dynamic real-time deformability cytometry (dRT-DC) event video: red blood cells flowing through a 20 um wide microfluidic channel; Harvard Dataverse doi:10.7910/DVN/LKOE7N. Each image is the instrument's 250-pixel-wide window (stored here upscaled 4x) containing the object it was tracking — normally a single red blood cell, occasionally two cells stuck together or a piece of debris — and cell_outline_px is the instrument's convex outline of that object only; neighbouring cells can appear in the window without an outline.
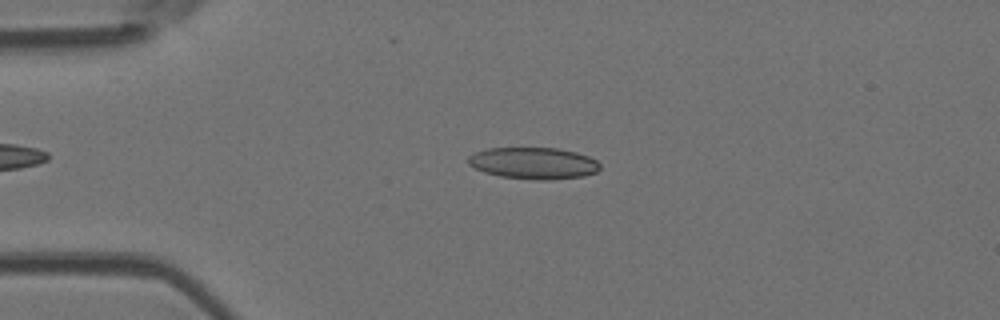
{"species": "Egyptian fruit bat (a non-hibernating species)", "species_latin": "Rousettus aegyptiacus", "temperature_condition": "room temperature", "stored_images_in_passage": 46, "camera_frame_rate_fps": 3000, "um_per_image_px": 0.085, "animal": {"sex": "female"}, "frame": {"image": 1, "passage_image": 11, "time_ms": 3.333, "image_size_px": [1000, 320], "cell_outline_px": [[600, 168], [596, 172], [584, 176], [548, 180], [532, 180], [500, 176], [484, 172], [468, 164], [468, 156], [476, 152], [488, 148], [556, 148], [576, 152], [588, 156], [596, 160], [600, 164]], "centroid_in_image_um": [45.36, 13.87], "position_along_channel_um": 39.6, "area_um2": 24.33}}
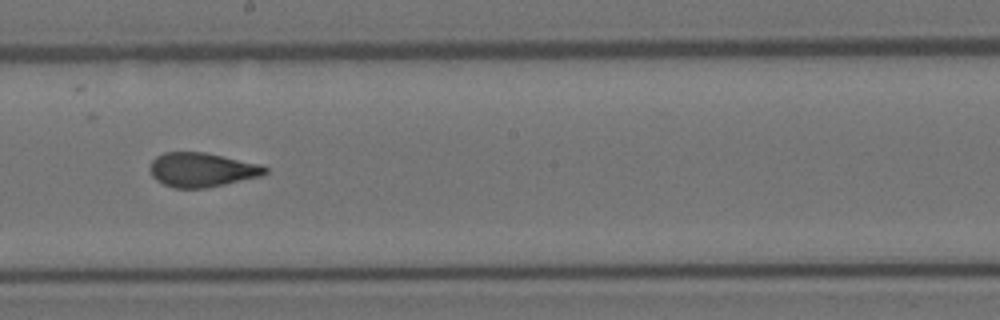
{"frame": {"image": 2, "passage_image": 28, "time_ms": 9.0, "image_size_px": [1000, 320], "cell_outline_px": [[268, 172], [264, 176], [204, 188], [176, 188], [164, 184], [156, 180], [152, 176], [152, 160], [156, 156], [164, 152], [204, 152], [260, 164], [268, 168]], "centroid_in_image_um": [17.2, 14.43], "position_along_channel_um": 231.0, "area_um2": 22.83}}
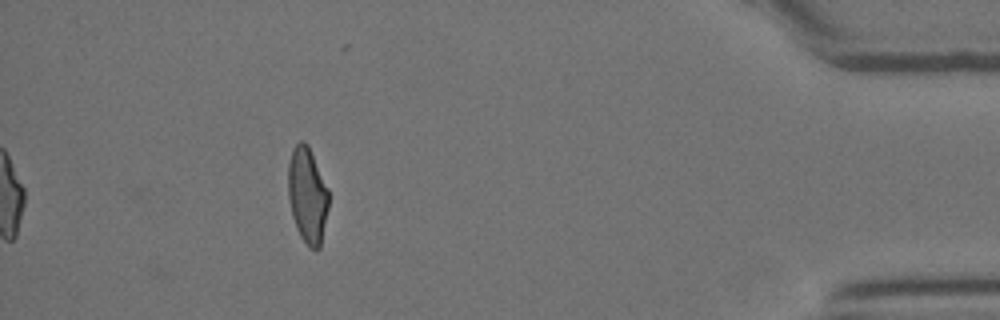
{"frame": {"image": 3, "passage_image": 46, "time_ms": 15.0, "image_size_px": [1000, 320], "cell_outline_px": [[328, 208], [320, 248], [308, 248], [300, 236], [296, 228], [292, 216], [288, 196], [288, 164], [292, 148], [300, 140], [304, 140], [308, 144], [328, 188]], "centroid_in_image_um": [26.12, 16.57], "position_along_channel_um": 409.1, "area_um2": 22.77}, "authors_computed_cell_mechanics": {"area_um2": 23.3223, "velocity_mm_per_s": 3.886, "shape_relaxation_time_tau1_ms": null, "shape_relaxation_time_tau2_ms": 1.217, "deformation_change_tau1": null, "deformation_change_tau2": 0.0847}}